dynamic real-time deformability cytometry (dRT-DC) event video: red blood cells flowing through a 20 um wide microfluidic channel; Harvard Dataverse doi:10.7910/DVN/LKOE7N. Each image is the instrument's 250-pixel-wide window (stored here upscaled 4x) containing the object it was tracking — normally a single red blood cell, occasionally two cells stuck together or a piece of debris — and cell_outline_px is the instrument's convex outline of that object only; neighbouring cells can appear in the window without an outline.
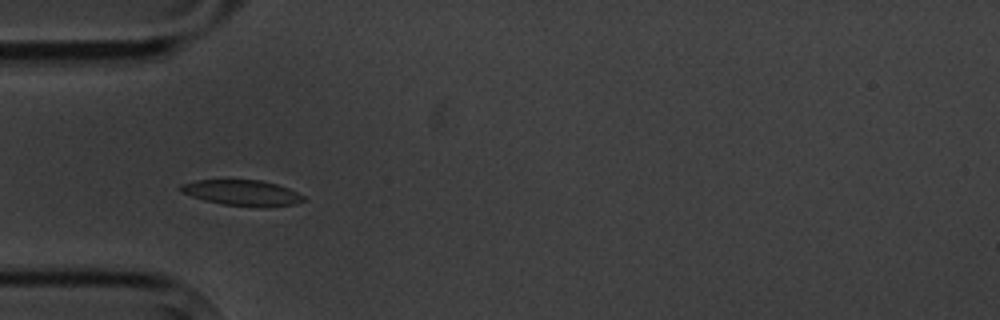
{"species": "common noctule bat (a hibernating species)", "species_latin": "Nyctalus noctula", "temperature_condition": "cold", "stored_images_in_passage": 4, "camera_frame_rate_fps": 3000, "um_per_image_px": 0.085, "animal": {"sex": "male", "body_mass_g": 20.1, "forearm_length_mm": 53.5}, "frame": {"image": 1, "passage_image": 3, "time_ms": 3.333, "image_size_px": [1000, 320], "cell_outline_px": [[304, 200], [292, 204], [264, 208], [260, 208], [220, 204], [204, 200], [180, 192], [176, 188], [180, 184], [196, 180], [260, 180], [276, 184], [288, 188], [304, 196]], "centroid_in_image_um": [20.52, 16.4], "position_along_channel_um": 64.5, "area_um2": 18.55}}
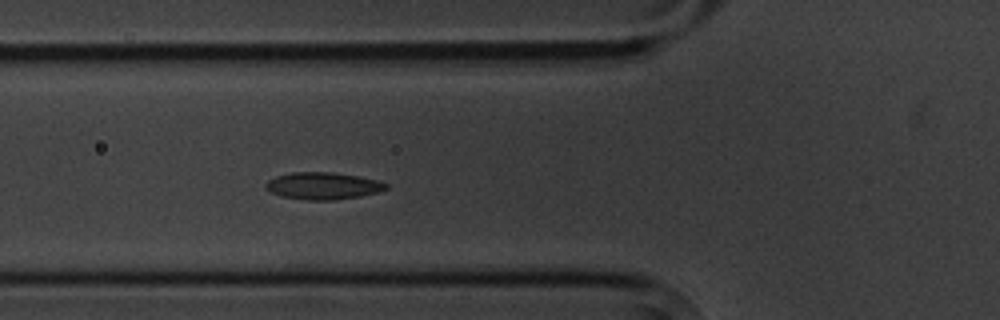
{"frame": {"image": 2, "passage_image": 4, "time_ms": 4.333, "image_size_px": [1000, 320], "cell_outline_px": [[388, 188], [376, 192], [360, 196], [332, 200], [304, 200], [280, 196], [264, 188], [264, 184], [268, 180], [276, 176], [292, 172], [332, 172], [356, 176], [376, 180], [388, 184]], "centroid_in_image_um": [27.4, 15.8], "position_along_channel_um": 98.4, "area_um2": 18.9}}